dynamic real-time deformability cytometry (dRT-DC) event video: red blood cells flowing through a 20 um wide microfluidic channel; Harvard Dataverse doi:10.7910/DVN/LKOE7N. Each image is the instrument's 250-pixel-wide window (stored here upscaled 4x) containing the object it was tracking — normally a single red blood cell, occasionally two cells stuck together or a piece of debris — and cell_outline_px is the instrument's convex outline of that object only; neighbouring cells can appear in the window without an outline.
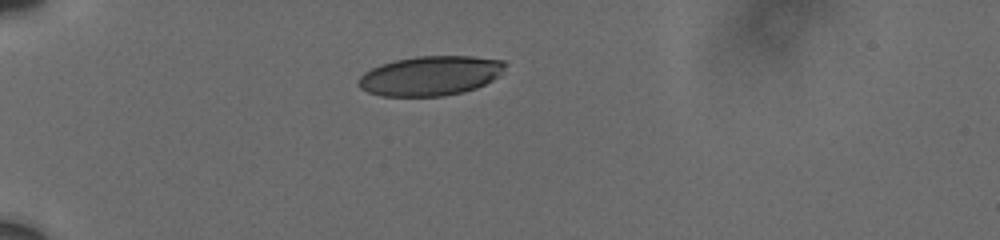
{"species": "human", "species_latin": "Homo sapiens", "temperature_condition": "cold", "stored_images_in_passage": 3, "camera_frame_rate_fps": 3000, "um_per_image_px": 0.085, "donor": {"sex": "male"}, "frame": {"image": 1, "passage_image": 1, "time_ms": 0.0, "image_size_px": [1000, 240], "cell_outline_px": [[508, 64], [500, 76], [476, 88], [464, 92], [444, 96], [380, 96], [368, 92], [360, 88], [356, 84], [360, 76], [364, 72], [380, 64], [396, 60], [416, 56], [472, 56], [504, 60]], "centroid_in_image_um": [36.6, 6.44], "position_along_channel_um": 48.4, "area_um2": 34.16}}
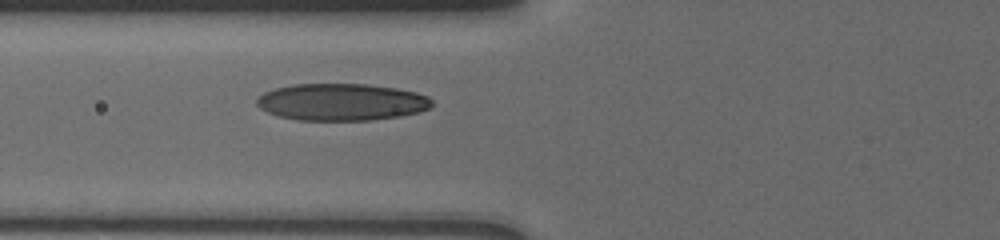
{"frame": {"image": 2, "passage_image": 3, "time_ms": 2.333, "image_size_px": [1000, 240], "cell_outline_px": [[432, 104], [428, 108], [420, 112], [400, 116], [368, 120], [300, 120], [280, 116], [268, 112], [260, 108], [256, 104], [256, 100], [264, 92], [276, 88], [292, 84], [364, 84], [396, 88], [416, 92], [428, 96], [432, 100]], "centroid_in_image_um": [29.04, 8.67], "position_along_channel_um": 96.8, "area_um2": 37.63}}